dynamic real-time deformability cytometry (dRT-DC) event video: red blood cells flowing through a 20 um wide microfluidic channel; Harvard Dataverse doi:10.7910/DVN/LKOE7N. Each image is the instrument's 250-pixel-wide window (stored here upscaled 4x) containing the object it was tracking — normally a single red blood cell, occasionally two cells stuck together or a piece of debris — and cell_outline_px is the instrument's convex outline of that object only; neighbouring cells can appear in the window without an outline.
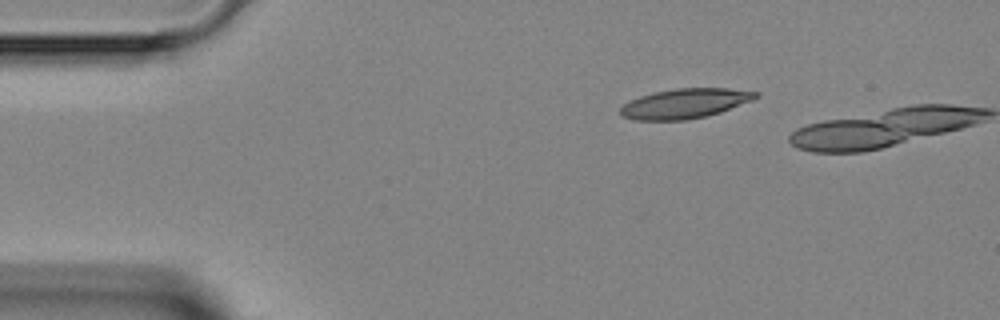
{"species": "Egyptian fruit bat (a non-hibernating species)", "species_latin": "Rousettus aegyptiacus", "temperature_condition": "room temperature", "stored_images_in_passage": 2, "camera_frame_rate_fps": 3000, "um_per_image_px": 0.085, "animal": {"sex": "female"}, "frame": {"image": 1, "passage_image": 1, "time_ms": 0.0, "image_size_px": [1000, 320], "cell_outline_px": [[760, 96], [752, 100], [720, 112], [688, 120], [636, 120], [620, 116], [620, 108], [628, 100], [640, 96], [656, 92], [676, 88], [728, 88], [760, 92]], "centroid_in_image_um": [58.21, 8.79], "position_along_channel_um": 26.8, "area_um2": 23.47}}